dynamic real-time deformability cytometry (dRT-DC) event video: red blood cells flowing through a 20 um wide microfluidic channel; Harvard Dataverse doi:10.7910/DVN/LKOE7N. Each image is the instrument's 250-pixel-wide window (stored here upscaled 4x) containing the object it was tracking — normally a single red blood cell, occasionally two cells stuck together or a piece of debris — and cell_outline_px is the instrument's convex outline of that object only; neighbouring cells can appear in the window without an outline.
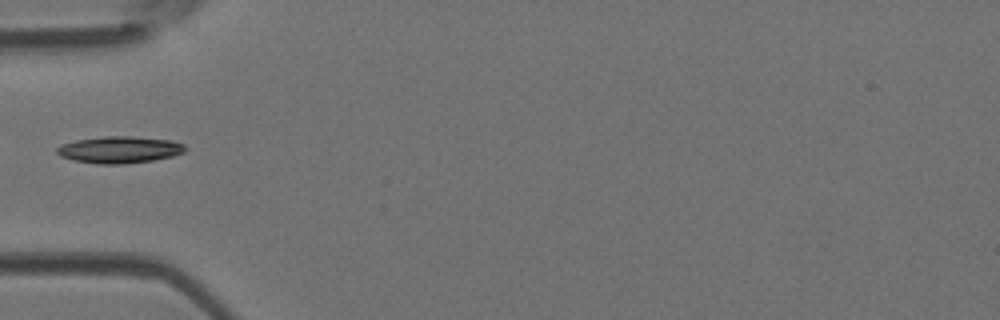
{"species": "Egyptian fruit bat (a non-hibernating species)", "species_latin": "Rousettus aegyptiacus", "temperature_condition": "room temperature", "stored_images_in_passage": 32, "camera_frame_rate_fps": 3000, "um_per_image_px": 0.085, "animal": {"sex": "female"}, "frame": {"image": 1, "passage_image": 1, "time_ms": 0.0, "image_size_px": [1000, 320], "cell_outline_px": [[188, 148], [184, 152], [172, 156], [152, 160], [120, 164], [96, 164], [76, 160], [60, 156], [56, 152], [56, 148], [64, 144], [76, 140], [104, 136], [132, 136], [172, 140], [184, 144]], "centroid_in_image_um": [10.19, 12.72], "position_along_channel_um": 74.8, "area_um2": 19.94}}